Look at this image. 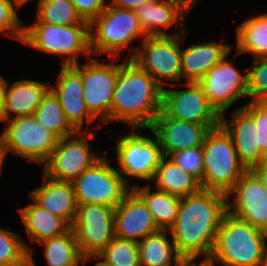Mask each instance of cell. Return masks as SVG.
<instances>
[{
  "label": "cell",
  "instance_id": "cell-44",
  "mask_svg": "<svg viewBox=\"0 0 267 266\" xmlns=\"http://www.w3.org/2000/svg\"><path fill=\"white\" fill-rule=\"evenodd\" d=\"M4 115H3V97H2V76L0 75V122L4 123Z\"/></svg>",
  "mask_w": 267,
  "mask_h": 266
},
{
  "label": "cell",
  "instance_id": "cell-42",
  "mask_svg": "<svg viewBox=\"0 0 267 266\" xmlns=\"http://www.w3.org/2000/svg\"><path fill=\"white\" fill-rule=\"evenodd\" d=\"M198 258H183L181 260L180 266H215V261L210 257H204L200 263H196Z\"/></svg>",
  "mask_w": 267,
  "mask_h": 266
},
{
  "label": "cell",
  "instance_id": "cell-12",
  "mask_svg": "<svg viewBox=\"0 0 267 266\" xmlns=\"http://www.w3.org/2000/svg\"><path fill=\"white\" fill-rule=\"evenodd\" d=\"M115 208L101 204H78L71 229L82 256L96 257L115 237Z\"/></svg>",
  "mask_w": 267,
  "mask_h": 266
},
{
  "label": "cell",
  "instance_id": "cell-8",
  "mask_svg": "<svg viewBox=\"0 0 267 266\" xmlns=\"http://www.w3.org/2000/svg\"><path fill=\"white\" fill-rule=\"evenodd\" d=\"M4 123L7 125L0 136L4 159L10 150L16 156L43 165L59 138L37 122L33 115L9 119Z\"/></svg>",
  "mask_w": 267,
  "mask_h": 266
},
{
  "label": "cell",
  "instance_id": "cell-38",
  "mask_svg": "<svg viewBox=\"0 0 267 266\" xmlns=\"http://www.w3.org/2000/svg\"><path fill=\"white\" fill-rule=\"evenodd\" d=\"M242 108L254 119L258 131V146L267 159V101H250Z\"/></svg>",
  "mask_w": 267,
  "mask_h": 266
},
{
  "label": "cell",
  "instance_id": "cell-28",
  "mask_svg": "<svg viewBox=\"0 0 267 266\" xmlns=\"http://www.w3.org/2000/svg\"><path fill=\"white\" fill-rule=\"evenodd\" d=\"M131 189L144 201L159 230H169L176 218L181 197L157 189L152 192L150 185Z\"/></svg>",
  "mask_w": 267,
  "mask_h": 266
},
{
  "label": "cell",
  "instance_id": "cell-35",
  "mask_svg": "<svg viewBox=\"0 0 267 266\" xmlns=\"http://www.w3.org/2000/svg\"><path fill=\"white\" fill-rule=\"evenodd\" d=\"M247 70V96L250 101H267V57L253 59Z\"/></svg>",
  "mask_w": 267,
  "mask_h": 266
},
{
  "label": "cell",
  "instance_id": "cell-25",
  "mask_svg": "<svg viewBox=\"0 0 267 266\" xmlns=\"http://www.w3.org/2000/svg\"><path fill=\"white\" fill-rule=\"evenodd\" d=\"M32 201L34 203L18 209L31 243L61 235L70 228L62 218Z\"/></svg>",
  "mask_w": 267,
  "mask_h": 266
},
{
  "label": "cell",
  "instance_id": "cell-20",
  "mask_svg": "<svg viewBox=\"0 0 267 266\" xmlns=\"http://www.w3.org/2000/svg\"><path fill=\"white\" fill-rule=\"evenodd\" d=\"M232 111L230 121L221 114L220 125L232 138L240 163L250 170L267 159L258 146V131L254 119L242 108Z\"/></svg>",
  "mask_w": 267,
  "mask_h": 266
},
{
  "label": "cell",
  "instance_id": "cell-3",
  "mask_svg": "<svg viewBox=\"0 0 267 266\" xmlns=\"http://www.w3.org/2000/svg\"><path fill=\"white\" fill-rule=\"evenodd\" d=\"M267 233L246 221L223 215L210 258L222 266H259Z\"/></svg>",
  "mask_w": 267,
  "mask_h": 266
},
{
  "label": "cell",
  "instance_id": "cell-30",
  "mask_svg": "<svg viewBox=\"0 0 267 266\" xmlns=\"http://www.w3.org/2000/svg\"><path fill=\"white\" fill-rule=\"evenodd\" d=\"M44 255L48 266H80L87 260L82 256L75 233L71 227L63 234L43 240Z\"/></svg>",
  "mask_w": 267,
  "mask_h": 266
},
{
  "label": "cell",
  "instance_id": "cell-22",
  "mask_svg": "<svg viewBox=\"0 0 267 266\" xmlns=\"http://www.w3.org/2000/svg\"><path fill=\"white\" fill-rule=\"evenodd\" d=\"M49 86L46 83L29 79L16 81L9 86L8 81L2 77L3 115L5 121L33 115L35 109L41 103L42 97L49 90Z\"/></svg>",
  "mask_w": 267,
  "mask_h": 266
},
{
  "label": "cell",
  "instance_id": "cell-27",
  "mask_svg": "<svg viewBox=\"0 0 267 266\" xmlns=\"http://www.w3.org/2000/svg\"><path fill=\"white\" fill-rule=\"evenodd\" d=\"M157 189L179 197L195 194L202 188L200 181L192 174L175 165L168 157H163L152 178Z\"/></svg>",
  "mask_w": 267,
  "mask_h": 266
},
{
  "label": "cell",
  "instance_id": "cell-49",
  "mask_svg": "<svg viewBox=\"0 0 267 266\" xmlns=\"http://www.w3.org/2000/svg\"><path fill=\"white\" fill-rule=\"evenodd\" d=\"M94 266H109V265H106V264H96Z\"/></svg>",
  "mask_w": 267,
  "mask_h": 266
},
{
  "label": "cell",
  "instance_id": "cell-45",
  "mask_svg": "<svg viewBox=\"0 0 267 266\" xmlns=\"http://www.w3.org/2000/svg\"><path fill=\"white\" fill-rule=\"evenodd\" d=\"M259 266H267V242L266 241L263 247V253H262L261 262Z\"/></svg>",
  "mask_w": 267,
  "mask_h": 266
},
{
  "label": "cell",
  "instance_id": "cell-40",
  "mask_svg": "<svg viewBox=\"0 0 267 266\" xmlns=\"http://www.w3.org/2000/svg\"><path fill=\"white\" fill-rule=\"evenodd\" d=\"M155 0H113L111 4L121 9L136 10L141 5L153 2Z\"/></svg>",
  "mask_w": 267,
  "mask_h": 266
},
{
  "label": "cell",
  "instance_id": "cell-10",
  "mask_svg": "<svg viewBox=\"0 0 267 266\" xmlns=\"http://www.w3.org/2000/svg\"><path fill=\"white\" fill-rule=\"evenodd\" d=\"M131 130L133 133L130 132L118 139L115 148L118 162L116 170L129 186L127 177L151 182L157 166L164 157L156 137L154 139L144 134L140 135L139 132H134L135 128Z\"/></svg>",
  "mask_w": 267,
  "mask_h": 266
},
{
  "label": "cell",
  "instance_id": "cell-24",
  "mask_svg": "<svg viewBox=\"0 0 267 266\" xmlns=\"http://www.w3.org/2000/svg\"><path fill=\"white\" fill-rule=\"evenodd\" d=\"M135 13L147 36H171L166 29L175 24L176 27L181 24L184 26L183 22L188 14L179 4L168 0H155L143 4Z\"/></svg>",
  "mask_w": 267,
  "mask_h": 266
},
{
  "label": "cell",
  "instance_id": "cell-11",
  "mask_svg": "<svg viewBox=\"0 0 267 266\" xmlns=\"http://www.w3.org/2000/svg\"><path fill=\"white\" fill-rule=\"evenodd\" d=\"M93 138V131H83L58 139L51 155L43 163L44 174L56 180L73 182L79 174L102 158L90 148L88 139Z\"/></svg>",
  "mask_w": 267,
  "mask_h": 266
},
{
  "label": "cell",
  "instance_id": "cell-43",
  "mask_svg": "<svg viewBox=\"0 0 267 266\" xmlns=\"http://www.w3.org/2000/svg\"><path fill=\"white\" fill-rule=\"evenodd\" d=\"M179 4L182 8H184L188 13L192 7L199 1V0H168Z\"/></svg>",
  "mask_w": 267,
  "mask_h": 266
},
{
  "label": "cell",
  "instance_id": "cell-4",
  "mask_svg": "<svg viewBox=\"0 0 267 266\" xmlns=\"http://www.w3.org/2000/svg\"><path fill=\"white\" fill-rule=\"evenodd\" d=\"M22 43L48 54L59 55L63 65L78 64L80 54L92 57L90 24L51 25L35 22L23 26Z\"/></svg>",
  "mask_w": 267,
  "mask_h": 266
},
{
  "label": "cell",
  "instance_id": "cell-18",
  "mask_svg": "<svg viewBox=\"0 0 267 266\" xmlns=\"http://www.w3.org/2000/svg\"><path fill=\"white\" fill-rule=\"evenodd\" d=\"M49 89L58 98L67 121L77 132L86 131L83 130L85 119L88 124L96 120L84 100L81 74L72 65H62L56 86L50 85Z\"/></svg>",
  "mask_w": 267,
  "mask_h": 266
},
{
  "label": "cell",
  "instance_id": "cell-32",
  "mask_svg": "<svg viewBox=\"0 0 267 266\" xmlns=\"http://www.w3.org/2000/svg\"><path fill=\"white\" fill-rule=\"evenodd\" d=\"M36 22L51 25L89 24L76 12L71 0H39Z\"/></svg>",
  "mask_w": 267,
  "mask_h": 266
},
{
  "label": "cell",
  "instance_id": "cell-15",
  "mask_svg": "<svg viewBox=\"0 0 267 266\" xmlns=\"http://www.w3.org/2000/svg\"><path fill=\"white\" fill-rule=\"evenodd\" d=\"M226 55L197 82L210 104L221 115L242 97H247V70L240 73Z\"/></svg>",
  "mask_w": 267,
  "mask_h": 266
},
{
  "label": "cell",
  "instance_id": "cell-19",
  "mask_svg": "<svg viewBox=\"0 0 267 266\" xmlns=\"http://www.w3.org/2000/svg\"><path fill=\"white\" fill-rule=\"evenodd\" d=\"M114 227L115 236L137 243L159 231L146 204L133 190L115 208Z\"/></svg>",
  "mask_w": 267,
  "mask_h": 266
},
{
  "label": "cell",
  "instance_id": "cell-17",
  "mask_svg": "<svg viewBox=\"0 0 267 266\" xmlns=\"http://www.w3.org/2000/svg\"><path fill=\"white\" fill-rule=\"evenodd\" d=\"M148 129L158 139L164 157L183 149L202 146L210 131L205 125L168 117L162 110Z\"/></svg>",
  "mask_w": 267,
  "mask_h": 266
},
{
  "label": "cell",
  "instance_id": "cell-21",
  "mask_svg": "<svg viewBox=\"0 0 267 266\" xmlns=\"http://www.w3.org/2000/svg\"><path fill=\"white\" fill-rule=\"evenodd\" d=\"M44 184L32 190L29 198L53 215L62 218L70 227L76 212L77 202L72 182L50 178L43 174Z\"/></svg>",
  "mask_w": 267,
  "mask_h": 266
},
{
  "label": "cell",
  "instance_id": "cell-7",
  "mask_svg": "<svg viewBox=\"0 0 267 266\" xmlns=\"http://www.w3.org/2000/svg\"><path fill=\"white\" fill-rule=\"evenodd\" d=\"M180 34L171 36H147L142 39L141 47H132L130 56L142 70L147 72L162 88L163 82L181 81L180 41L186 37V29L182 26ZM185 32V33H183ZM182 33V34H181ZM184 35V36H183Z\"/></svg>",
  "mask_w": 267,
  "mask_h": 266
},
{
  "label": "cell",
  "instance_id": "cell-33",
  "mask_svg": "<svg viewBox=\"0 0 267 266\" xmlns=\"http://www.w3.org/2000/svg\"><path fill=\"white\" fill-rule=\"evenodd\" d=\"M94 258L100 259L96 264L140 266L138 243L117 236Z\"/></svg>",
  "mask_w": 267,
  "mask_h": 266
},
{
  "label": "cell",
  "instance_id": "cell-39",
  "mask_svg": "<svg viewBox=\"0 0 267 266\" xmlns=\"http://www.w3.org/2000/svg\"><path fill=\"white\" fill-rule=\"evenodd\" d=\"M76 12L89 24L110 4L106 0H71Z\"/></svg>",
  "mask_w": 267,
  "mask_h": 266
},
{
  "label": "cell",
  "instance_id": "cell-2",
  "mask_svg": "<svg viewBox=\"0 0 267 266\" xmlns=\"http://www.w3.org/2000/svg\"><path fill=\"white\" fill-rule=\"evenodd\" d=\"M163 88L133 60L119 64L112 97L110 122L148 129L162 108Z\"/></svg>",
  "mask_w": 267,
  "mask_h": 266
},
{
  "label": "cell",
  "instance_id": "cell-23",
  "mask_svg": "<svg viewBox=\"0 0 267 266\" xmlns=\"http://www.w3.org/2000/svg\"><path fill=\"white\" fill-rule=\"evenodd\" d=\"M233 45L216 41L193 44L182 49L181 76L186 83H197L211 67L218 64L232 51Z\"/></svg>",
  "mask_w": 267,
  "mask_h": 266
},
{
  "label": "cell",
  "instance_id": "cell-14",
  "mask_svg": "<svg viewBox=\"0 0 267 266\" xmlns=\"http://www.w3.org/2000/svg\"><path fill=\"white\" fill-rule=\"evenodd\" d=\"M187 90H168L163 87L161 110L175 120L207 126L210 130L220 126L221 115L210 104L202 87L195 82L184 84Z\"/></svg>",
  "mask_w": 267,
  "mask_h": 266
},
{
  "label": "cell",
  "instance_id": "cell-48",
  "mask_svg": "<svg viewBox=\"0 0 267 266\" xmlns=\"http://www.w3.org/2000/svg\"><path fill=\"white\" fill-rule=\"evenodd\" d=\"M11 266H35L32 255H29V260L23 265H11Z\"/></svg>",
  "mask_w": 267,
  "mask_h": 266
},
{
  "label": "cell",
  "instance_id": "cell-29",
  "mask_svg": "<svg viewBox=\"0 0 267 266\" xmlns=\"http://www.w3.org/2000/svg\"><path fill=\"white\" fill-rule=\"evenodd\" d=\"M236 55L267 57V13L247 19L236 27Z\"/></svg>",
  "mask_w": 267,
  "mask_h": 266
},
{
  "label": "cell",
  "instance_id": "cell-41",
  "mask_svg": "<svg viewBox=\"0 0 267 266\" xmlns=\"http://www.w3.org/2000/svg\"><path fill=\"white\" fill-rule=\"evenodd\" d=\"M250 170L256 175L260 183L264 185L267 190V160L261 164L255 165Z\"/></svg>",
  "mask_w": 267,
  "mask_h": 266
},
{
  "label": "cell",
  "instance_id": "cell-5",
  "mask_svg": "<svg viewBox=\"0 0 267 266\" xmlns=\"http://www.w3.org/2000/svg\"><path fill=\"white\" fill-rule=\"evenodd\" d=\"M201 147L204 165L201 188L227 194L246 171L232 138L220 125L207 133Z\"/></svg>",
  "mask_w": 267,
  "mask_h": 266
},
{
  "label": "cell",
  "instance_id": "cell-46",
  "mask_svg": "<svg viewBox=\"0 0 267 266\" xmlns=\"http://www.w3.org/2000/svg\"><path fill=\"white\" fill-rule=\"evenodd\" d=\"M3 151H2V144H1V138H0V174L2 173L3 168V161H4ZM1 176V175H0Z\"/></svg>",
  "mask_w": 267,
  "mask_h": 266
},
{
  "label": "cell",
  "instance_id": "cell-36",
  "mask_svg": "<svg viewBox=\"0 0 267 266\" xmlns=\"http://www.w3.org/2000/svg\"><path fill=\"white\" fill-rule=\"evenodd\" d=\"M168 158L180 166L184 171L192 174L200 182L204 176L203 153L202 147L183 149L170 154Z\"/></svg>",
  "mask_w": 267,
  "mask_h": 266
},
{
  "label": "cell",
  "instance_id": "cell-1",
  "mask_svg": "<svg viewBox=\"0 0 267 266\" xmlns=\"http://www.w3.org/2000/svg\"><path fill=\"white\" fill-rule=\"evenodd\" d=\"M226 212L227 194L201 189L181 197L177 218L169 229L177 252L183 258L210 257Z\"/></svg>",
  "mask_w": 267,
  "mask_h": 266
},
{
  "label": "cell",
  "instance_id": "cell-16",
  "mask_svg": "<svg viewBox=\"0 0 267 266\" xmlns=\"http://www.w3.org/2000/svg\"><path fill=\"white\" fill-rule=\"evenodd\" d=\"M230 194L235 196L231 202ZM227 211L267 233V190L251 170H246L227 193Z\"/></svg>",
  "mask_w": 267,
  "mask_h": 266
},
{
  "label": "cell",
  "instance_id": "cell-26",
  "mask_svg": "<svg viewBox=\"0 0 267 266\" xmlns=\"http://www.w3.org/2000/svg\"><path fill=\"white\" fill-rule=\"evenodd\" d=\"M169 234V230H159L138 242L140 266H180L183 257Z\"/></svg>",
  "mask_w": 267,
  "mask_h": 266
},
{
  "label": "cell",
  "instance_id": "cell-34",
  "mask_svg": "<svg viewBox=\"0 0 267 266\" xmlns=\"http://www.w3.org/2000/svg\"><path fill=\"white\" fill-rule=\"evenodd\" d=\"M32 253L19 234L0 227V266L23 265Z\"/></svg>",
  "mask_w": 267,
  "mask_h": 266
},
{
  "label": "cell",
  "instance_id": "cell-31",
  "mask_svg": "<svg viewBox=\"0 0 267 266\" xmlns=\"http://www.w3.org/2000/svg\"><path fill=\"white\" fill-rule=\"evenodd\" d=\"M33 117L59 139L74 135L77 131L67 121L58 98L49 89L35 109Z\"/></svg>",
  "mask_w": 267,
  "mask_h": 266
},
{
  "label": "cell",
  "instance_id": "cell-13",
  "mask_svg": "<svg viewBox=\"0 0 267 266\" xmlns=\"http://www.w3.org/2000/svg\"><path fill=\"white\" fill-rule=\"evenodd\" d=\"M83 82V96L90 114L99 122H110L112 97L118 77L119 64L101 63L90 57L85 64L72 65Z\"/></svg>",
  "mask_w": 267,
  "mask_h": 266
},
{
  "label": "cell",
  "instance_id": "cell-47",
  "mask_svg": "<svg viewBox=\"0 0 267 266\" xmlns=\"http://www.w3.org/2000/svg\"><path fill=\"white\" fill-rule=\"evenodd\" d=\"M17 8H20L29 0H10Z\"/></svg>",
  "mask_w": 267,
  "mask_h": 266
},
{
  "label": "cell",
  "instance_id": "cell-9",
  "mask_svg": "<svg viewBox=\"0 0 267 266\" xmlns=\"http://www.w3.org/2000/svg\"><path fill=\"white\" fill-rule=\"evenodd\" d=\"M107 158L104 153L100 160L72 182L77 204H101L116 208L132 190Z\"/></svg>",
  "mask_w": 267,
  "mask_h": 266
},
{
  "label": "cell",
  "instance_id": "cell-37",
  "mask_svg": "<svg viewBox=\"0 0 267 266\" xmlns=\"http://www.w3.org/2000/svg\"><path fill=\"white\" fill-rule=\"evenodd\" d=\"M17 9L10 0H0V34L22 41L24 23L19 20Z\"/></svg>",
  "mask_w": 267,
  "mask_h": 266
},
{
  "label": "cell",
  "instance_id": "cell-6",
  "mask_svg": "<svg viewBox=\"0 0 267 266\" xmlns=\"http://www.w3.org/2000/svg\"><path fill=\"white\" fill-rule=\"evenodd\" d=\"M141 37L144 39L147 35L141 28L135 10L121 9L111 3L90 23L92 55L107 53L114 58L110 59L113 63L117 56L121 59L123 48L129 49V45Z\"/></svg>",
  "mask_w": 267,
  "mask_h": 266
}]
</instances>
